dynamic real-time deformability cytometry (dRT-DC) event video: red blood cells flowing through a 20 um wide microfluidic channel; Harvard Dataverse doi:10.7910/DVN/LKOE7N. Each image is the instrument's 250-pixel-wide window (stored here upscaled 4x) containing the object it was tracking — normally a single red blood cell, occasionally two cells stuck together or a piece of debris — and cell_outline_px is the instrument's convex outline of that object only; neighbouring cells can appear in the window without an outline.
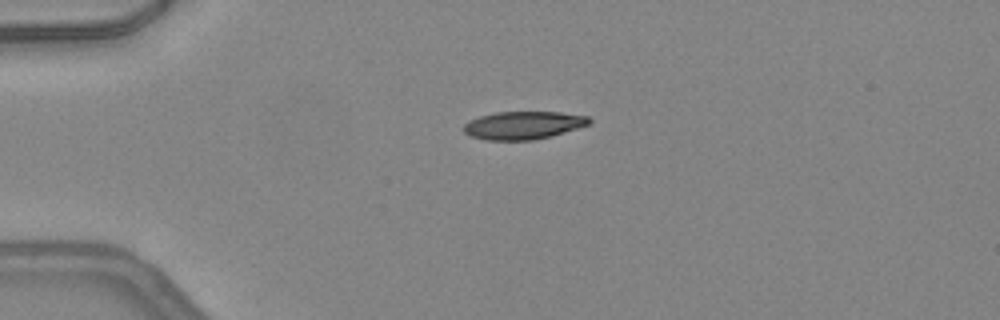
{"species": "common noctule bat (a hibernating species)", "species_latin": "Nyctalus noctula", "temperature_condition": "warm", "stored_images_in_passage": 38, "camera_frame_rate_fps": 3000, "um_per_image_px": 0.085, "animal": {"sex": "female", "body_mass_g": 24.6, "forearm_length_mm": 56.2}, "frame": {"image": 1, "passage_image": 1, "time_ms": 0.0, "image_size_px": [1000, 320], "cell_outline_px": [[592, 120], [588, 124], [552, 136], [532, 140], [484, 140], [472, 136], [464, 132], [464, 124], [468, 120], [480, 116], [496, 112], [560, 112], [588, 116]], "centroid_in_image_um": [44.46, 10.64], "position_along_channel_um": 40.5, "area_um2": 20.35}}
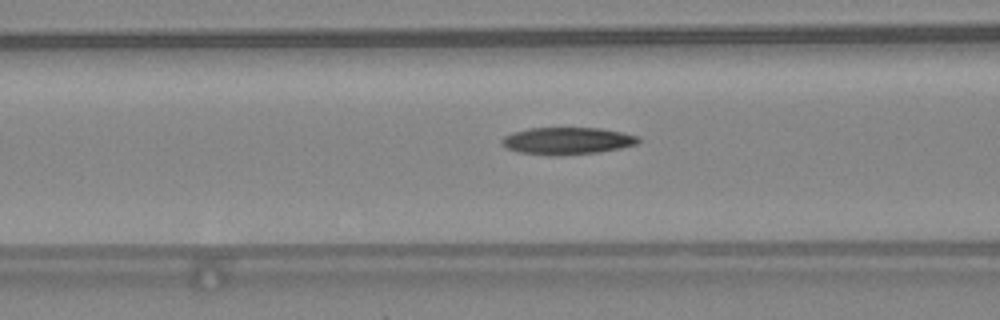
{"frame": {"image": 2, "passage_image": 9, "time_ms": 2.667, "image_size_px": [1000, 320], "cell_outline_px": [[640, 140], [636, 144], [620, 148], [600, 152], [560, 156], [548, 156], [520, 152], [508, 148], [500, 144], [500, 140], [504, 136], [512, 132], [528, 128], [600, 128], [640, 136]], "centroid_in_image_um": [48.18, 11.98], "position_along_channel_um": 118.4, "area_um2": 21.79}}
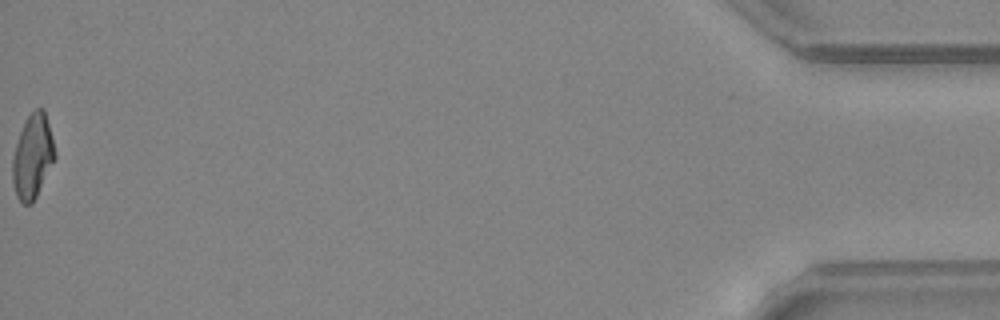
{"frame": {"image": 3, "passage_image": 38, "time_ms": 12.333, "image_size_px": [1000, 320], "cell_outline_px": [[56, 156], [32, 204], [24, 204], [16, 196], [12, 180], [12, 156], [20, 132], [28, 116], [36, 108], [44, 108]], "centroid_in_image_um": [2.75, 13.31], "position_along_channel_um": 432.5, "area_um2": 20.35}, "authors_computed_cell_mechanics": {"area_um2": 21.6172, "velocity_mm_per_s": 4.2677, "shape_relaxation_time_tau1_ms": null, "shape_relaxation_time_tau2_ms": 4.3989, "deformation_change_tau1": null, "deformation_change_tau2": 0.1395}}